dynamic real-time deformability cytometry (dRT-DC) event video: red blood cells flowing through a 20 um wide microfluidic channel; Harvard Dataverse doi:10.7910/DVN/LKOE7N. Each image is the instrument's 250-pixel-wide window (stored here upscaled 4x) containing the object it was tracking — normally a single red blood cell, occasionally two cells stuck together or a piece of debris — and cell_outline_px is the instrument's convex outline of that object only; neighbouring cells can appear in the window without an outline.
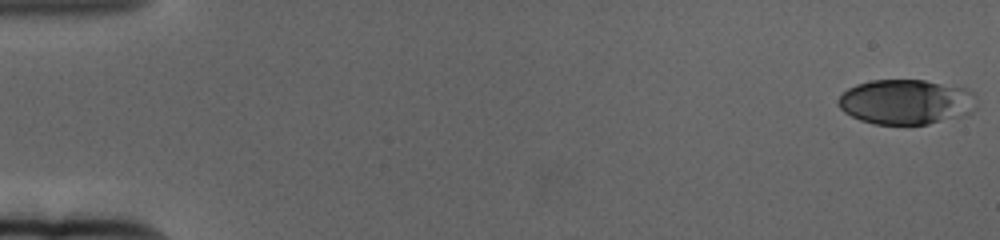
{"species": "human", "species_latin": "Homo sapiens", "temperature_condition": "cold", "stored_images_in_passage": 61, "camera_frame_rate_fps": 3000, "um_per_image_px": 0.085, "donor": {"sex": "female"}, "frame": {"image": 1, "passage_image": 1, "time_ms": 0.0, "image_size_px": [1000, 240], "cell_outline_px": [[976, 108], [972, 112], [964, 116], [928, 124], [872, 124], [860, 120], [844, 112], [836, 104], [836, 100], [848, 88], [856, 84], [872, 80], [924, 80], [964, 88], [972, 92], [976, 104]], "centroid_in_image_um": [76.99, 8.67], "position_along_channel_um": 8.0, "area_um2": 36.41}}
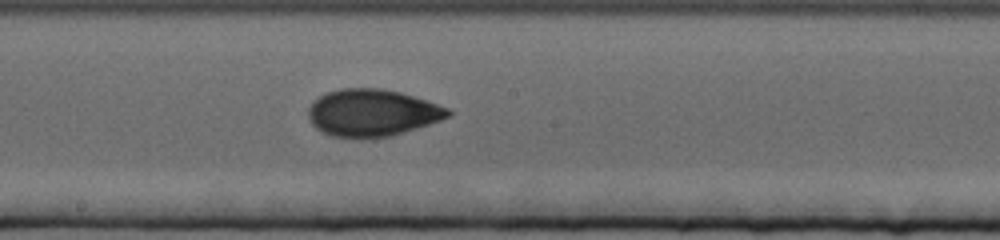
{"frame": {"image": 2, "passage_image": 34, "time_ms": 11.0, "image_size_px": [1000, 240], "cell_outline_px": [[452, 116], [404, 132], [388, 136], [332, 136], [316, 128], [312, 124], [308, 116], [308, 108], [320, 96], [328, 92], [340, 88], [380, 88], [400, 92], [448, 108], [452, 112]], "centroid_in_image_um": [31.64, 9.56], "position_along_channel_um": 216.6, "area_um2": 37.51}}
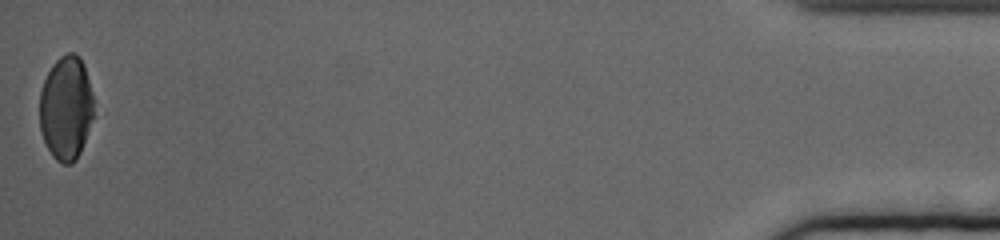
{"frame": {"image": 3, "passage_image": 61, "time_ms": 20.0, "image_size_px": [1000, 240], "cell_outline_px": [[92, 116], [80, 152], [76, 160], [72, 164], [60, 164], [52, 156], [44, 140], [40, 128], [40, 92], [44, 80], [52, 64], [60, 56], [68, 52], [76, 52], [80, 56], [84, 64], [92, 92]], "centroid_in_image_um": [5.59, 9.15], "position_along_channel_um": 429.6, "area_um2": 32.66}, "authors_computed_cell_mechanics": {"area_um2": 36.8186, "velocity_mm_per_s": 3.3346, "shape_relaxation_time_tau1_ms": 7.1645, "shape_relaxation_time_tau2_ms": 1.7405, "deformation_change_tau1": 0.1774, "deformation_change_tau2": 0.0604}}